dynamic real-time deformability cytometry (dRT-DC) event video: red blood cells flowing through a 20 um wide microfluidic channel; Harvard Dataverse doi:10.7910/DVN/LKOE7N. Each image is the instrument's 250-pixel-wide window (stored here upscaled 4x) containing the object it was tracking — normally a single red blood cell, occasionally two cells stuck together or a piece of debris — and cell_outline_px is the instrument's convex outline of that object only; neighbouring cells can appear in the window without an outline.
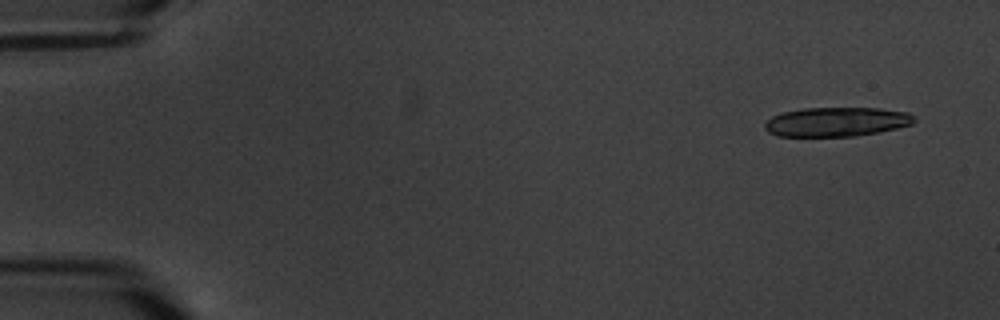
{"species": "common noctule bat (a hibernating species)", "species_latin": "Nyctalus noctula", "temperature_condition": "warm", "stored_images_in_passage": 6, "camera_frame_rate_fps": 3000, "um_per_image_px": 0.085, "animal": {"sex": "male", "body_mass_g": 20.1, "forearm_length_mm": 53.5}, "frame": {"image": 1, "passage_image": 1, "time_ms": 0.0, "image_size_px": [1000, 320], "cell_outline_px": [[916, 120], [912, 124], [880, 132], [852, 136], [776, 136], [768, 132], [764, 128], [764, 124], [772, 116], [784, 112], [804, 108], [880, 108], [908, 112]], "centroid_in_image_um": [71.1, 10.35], "position_along_channel_um": 13.9, "area_um2": 25.43}}